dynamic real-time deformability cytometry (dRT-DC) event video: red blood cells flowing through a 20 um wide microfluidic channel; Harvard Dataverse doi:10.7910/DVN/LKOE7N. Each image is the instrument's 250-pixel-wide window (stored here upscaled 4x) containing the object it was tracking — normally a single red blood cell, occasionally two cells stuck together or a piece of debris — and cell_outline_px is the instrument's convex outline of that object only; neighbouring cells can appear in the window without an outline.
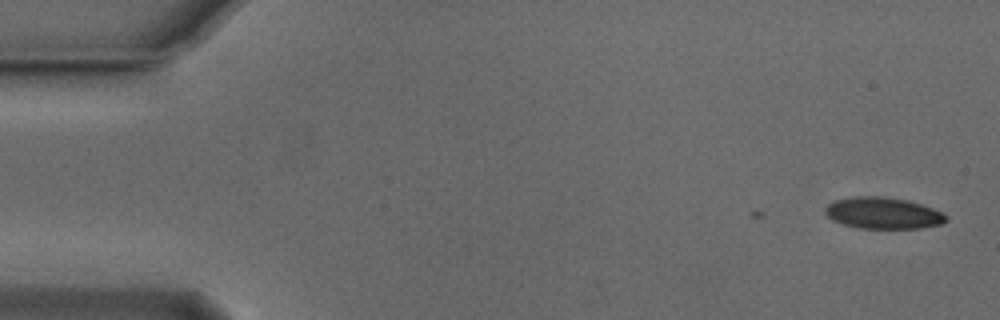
{"species": "Egyptian fruit bat (a non-hibernating species)", "species_latin": "Rousettus aegyptiacus", "temperature_condition": "cold", "stored_images_in_passage": 2, "camera_frame_rate_fps": 3000, "um_per_image_px": 0.085, "animal": {"sex": "male"}, "frame": {"image": 1, "passage_image": 2, "time_ms": 0.333, "image_size_px": [1000, 320], "cell_outline_px": [[948, 220], [940, 224], [920, 228], [860, 228], [844, 224], [832, 220], [824, 212], [824, 208], [828, 204], [836, 200], [856, 196], [884, 196], [908, 200], [932, 208], [948, 216]], "centroid_in_image_um": [75.05, 18.1], "position_along_channel_um": 9.9, "area_um2": 22.08}}